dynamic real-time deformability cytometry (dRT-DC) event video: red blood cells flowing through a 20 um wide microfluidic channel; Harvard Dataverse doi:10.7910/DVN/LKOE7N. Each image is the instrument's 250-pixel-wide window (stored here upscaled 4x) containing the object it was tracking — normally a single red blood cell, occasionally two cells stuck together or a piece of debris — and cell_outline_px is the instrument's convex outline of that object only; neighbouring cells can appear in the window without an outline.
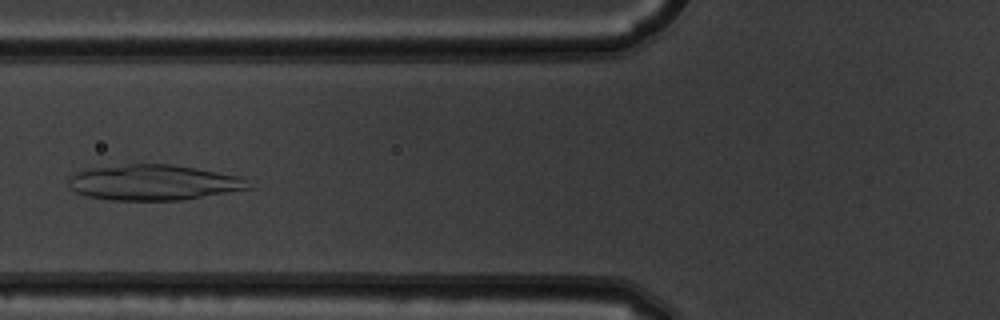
{"species": "common noctule bat (a hibernating species)", "species_latin": "Nyctalus noctula", "temperature_condition": "warm", "stored_images_in_passage": 6, "camera_frame_rate_fps": 3000, "um_per_image_px": 0.085, "animal": {"sex": "male", "body_mass_g": 19.5, "forearm_length_mm": 54.6}, "frame": {"image": 1, "passage_image": 5, "time_ms": 1.333, "image_size_px": [1000, 320], "cell_outline_px": [[252, 188], [180, 200], [112, 200], [88, 196], [76, 192], [68, 184], [68, 176], [76, 172], [96, 168], [128, 164], [172, 164], [196, 168], [240, 176]], "centroid_in_image_um": [13.03, 15.51], "position_along_channel_um": 112.8, "area_um2": 36.82}}